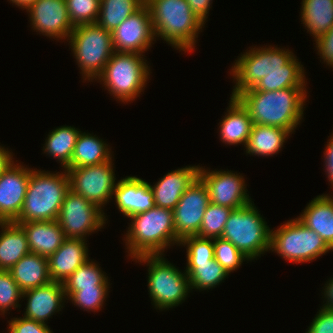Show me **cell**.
<instances>
[{"mask_svg": "<svg viewBox=\"0 0 333 333\" xmlns=\"http://www.w3.org/2000/svg\"><path fill=\"white\" fill-rule=\"evenodd\" d=\"M306 91V88L276 91H256L250 88L235 98L247 110L253 124L279 127L292 133L303 119Z\"/></svg>", "mask_w": 333, "mask_h": 333, "instance_id": "cell-1", "label": "cell"}, {"mask_svg": "<svg viewBox=\"0 0 333 333\" xmlns=\"http://www.w3.org/2000/svg\"><path fill=\"white\" fill-rule=\"evenodd\" d=\"M155 37H160L176 50H194L205 23L192 11L186 0H145ZM201 29V30H200Z\"/></svg>", "mask_w": 333, "mask_h": 333, "instance_id": "cell-2", "label": "cell"}, {"mask_svg": "<svg viewBox=\"0 0 333 333\" xmlns=\"http://www.w3.org/2000/svg\"><path fill=\"white\" fill-rule=\"evenodd\" d=\"M129 218L131 224L125 245L131 258L157 254L164 256L163 252L168 246L178 245L181 241L176 236L173 210L155 206Z\"/></svg>", "mask_w": 333, "mask_h": 333, "instance_id": "cell-3", "label": "cell"}, {"mask_svg": "<svg viewBox=\"0 0 333 333\" xmlns=\"http://www.w3.org/2000/svg\"><path fill=\"white\" fill-rule=\"evenodd\" d=\"M69 190L70 181L66 169L55 174L32 169L20 215L14 222L19 224L57 220Z\"/></svg>", "mask_w": 333, "mask_h": 333, "instance_id": "cell-4", "label": "cell"}, {"mask_svg": "<svg viewBox=\"0 0 333 333\" xmlns=\"http://www.w3.org/2000/svg\"><path fill=\"white\" fill-rule=\"evenodd\" d=\"M285 49V50H284ZM278 47H254L241 54L231 67L235 83L231 97L254 88L268 72L305 71L296 55L289 49Z\"/></svg>", "mask_w": 333, "mask_h": 333, "instance_id": "cell-5", "label": "cell"}, {"mask_svg": "<svg viewBox=\"0 0 333 333\" xmlns=\"http://www.w3.org/2000/svg\"><path fill=\"white\" fill-rule=\"evenodd\" d=\"M144 54L114 52L103 72L96 78L113 97L130 102L139 97L147 84L150 67Z\"/></svg>", "mask_w": 333, "mask_h": 333, "instance_id": "cell-6", "label": "cell"}, {"mask_svg": "<svg viewBox=\"0 0 333 333\" xmlns=\"http://www.w3.org/2000/svg\"><path fill=\"white\" fill-rule=\"evenodd\" d=\"M270 230L251 202L232 210L221 238L230 241L251 261L270 250Z\"/></svg>", "mask_w": 333, "mask_h": 333, "instance_id": "cell-7", "label": "cell"}, {"mask_svg": "<svg viewBox=\"0 0 333 333\" xmlns=\"http://www.w3.org/2000/svg\"><path fill=\"white\" fill-rule=\"evenodd\" d=\"M68 40L84 80H96L114 53L111 31L97 23L82 24L73 28Z\"/></svg>", "mask_w": 333, "mask_h": 333, "instance_id": "cell-8", "label": "cell"}, {"mask_svg": "<svg viewBox=\"0 0 333 333\" xmlns=\"http://www.w3.org/2000/svg\"><path fill=\"white\" fill-rule=\"evenodd\" d=\"M136 262L147 263L148 289L151 301L156 309L165 310L182 304L190 289L188 275L166 261L162 254L142 255ZM138 260V261H137Z\"/></svg>", "mask_w": 333, "mask_h": 333, "instance_id": "cell-9", "label": "cell"}, {"mask_svg": "<svg viewBox=\"0 0 333 333\" xmlns=\"http://www.w3.org/2000/svg\"><path fill=\"white\" fill-rule=\"evenodd\" d=\"M270 250L289 262L304 263L332 250L313 230L298 218L270 230Z\"/></svg>", "mask_w": 333, "mask_h": 333, "instance_id": "cell-10", "label": "cell"}, {"mask_svg": "<svg viewBox=\"0 0 333 333\" xmlns=\"http://www.w3.org/2000/svg\"><path fill=\"white\" fill-rule=\"evenodd\" d=\"M66 238L87 239V234L103 228L106 216L96 204L69 190L57 218Z\"/></svg>", "mask_w": 333, "mask_h": 333, "instance_id": "cell-11", "label": "cell"}, {"mask_svg": "<svg viewBox=\"0 0 333 333\" xmlns=\"http://www.w3.org/2000/svg\"><path fill=\"white\" fill-rule=\"evenodd\" d=\"M112 161L111 158L98 165L66 168L70 190L102 209L113 198L117 184Z\"/></svg>", "mask_w": 333, "mask_h": 333, "instance_id": "cell-12", "label": "cell"}, {"mask_svg": "<svg viewBox=\"0 0 333 333\" xmlns=\"http://www.w3.org/2000/svg\"><path fill=\"white\" fill-rule=\"evenodd\" d=\"M239 174L200 167L199 178L207 187L210 203L238 209L253 202L247 194L244 177Z\"/></svg>", "mask_w": 333, "mask_h": 333, "instance_id": "cell-13", "label": "cell"}, {"mask_svg": "<svg viewBox=\"0 0 333 333\" xmlns=\"http://www.w3.org/2000/svg\"><path fill=\"white\" fill-rule=\"evenodd\" d=\"M209 203L207 187L198 177L182 194L173 209L174 228L180 240L187 236L198 235Z\"/></svg>", "mask_w": 333, "mask_h": 333, "instance_id": "cell-14", "label": "cell"}, {"mask_svg": "<svg viewBox=\"0 0 333 333\" xmlns=\"http://www.w3.org/2000/svg\"><path fill=\"white\" fill-rule=\"evenodd\" d=\"M111 33L114 52L143 54L156 41L148 6L144 4Z\"/></svg>", "mask_w": 333, "mask_h": 333, "instance_id": "cell-15", "label": "cell"}, {"mask_svg": "<svg viewBox=\"0 0 333 333\" xmlns=\"http://www.w3.org/2000/svg\"><path fill=\"white\" fill-rule=\"evenodd\" d=\"M25 10L30 13V24L36 32L68 41L74 25L70 21L65 0H36Z\"/></svg>", "mask_w": 333, "mask_h": 333, "instance_id": "cell-16", "label": "cell"}, {"mask_svg": "<svg viewBox=\"0 0 333 333\" xmlns=\"http://www.w3.org/2000/svg\"><path fill=\"white\" fill-rule=\"evenodd\" d=\"M14 160L0 175V222H13L21 212L31 169Z\"/></svg>", "mask_w": 333, "mask_h": 333, "instance_id": "cell-17", "label": "cell"}, {"mask_svg": "<svg viewBox=\"0 0 333 333\" xmlns=\"http://www.w3.org/2000/svg\"><path fill=\"white\" fill-rule=\"evenodd\" d=\"M27 298L24 318L45 323L54 313L64 307L66 296L63 283L51 281L50 283L22 292ZM64 301V302H63Z\"/></svg>", "mask_w": 333, "mask_h": 333, "instance_id": "cell-18", "label": "cell"}, {"mask_svg": "<svg viewBox=\"0 0 333 333\" xmlns=\"http://www.w3.org/2000/svg\"><path fill=\"white\" fill-rule=\"evenodd\" d=\"M113 196L119 211L128 218L155 207L150 184L136 176H127L119 180Z\"/></svg>", "mask_w": 333, "mask_h": 333, "instance_id": "cell-19", "label": "cell"}, {"mask_svg": "<svg viewBox=\"0 0 333 333\" xmlns=\"http://www.w3.org/2000/svg\"><path fill=\"white\" fill-rule=\"evenodd\" d=\"M200 166L178 168L164 175L155 185L150 184L155 206L173 210L182 194L199 177Z\"/></svg>", "mask_w": 333, "mask_h": 333, "instance_id": "cell-20", "label": "cell"}, {"mask_svg": "<svg viewBox=\"0 0 333 333\" xmlns=\"http://www.w3.org/2000/svg\"><path fill=\"white\" fill-rule=\"evenodd\" d=\"M86 239L67 238L48 258L51 281L63 283L76 269L87 262Z\"/></svg>", "mask_w": 333, "mask_h": 333, "instance_id": "cell-21", "label": "cell"}, {"mask_svg": "<svg viewBox=\"0 0 333 333\" xmlns=\"http://www.w3.org/2000/svg\"><path fill=\"white\" fill-rule=\"evenodd\" d=\"M19 224L26 233L30 253L49 258L67 239L57 220Z\"/></svg>", "mask_w": 333, "mask_h": 333, "instance_id": "cell-22", "label": "cell"}, {"mask_svg": "<svg viewBox=\"0 0 333 333\" xmlns=\"http://www.w3.org/2000/svg\"><path fill=\"white\" fill-rule=\"evenodd\" d=\"M304 225L315 231L333 251V196L319 195L297 217Z\"/></svg>", "mask_w": 333, "mask_h": 333, "instance_id": "cell-23", "label": "cell"}, {"mask_svg": "<svg viewBox=\"0 0 333 333\" xmlns=\"http://www.w3.org/2000/svg\"><path fill=\"white\" fill-rule=\"evenodd\" d=\"M226 115L219 122L220 139L226 145H237L247 143L253 122L247 110L234 97L230 98Z\"/></svg>", "mask_w": 333, "mask_h": 333, "instance_id": "cell-24", "label": "cell"}, {"mask_svg": "<svg viewBox=\"0 0 333 333\" xmlns=\"http://www.w3.org/2000/svg\"><path fill=\"white\" fill-rule=\"evenodd\" d=\"M9 272L22 292L51 282L48 258L34 253L23 256Z\"/></svg>", "mask_w": 333, "mask_h": 333, "instance_id": "cell-25", "label": "cell"}, {"mask_svg": "<svg viewBox=\"0 0 333 333\" xmlns=\"http://www.w3.org/2000/svg\"><path fill=\"white\" fill-rule=\"evenodd\" d=\"M0 270L9 271L23 256L30 253L27 236L16 222H0Z\"/></svg>", "mask_w": 333, "mask_h": 333, "instance_id": "cell-26", "label": "cell"}, {"mask_svg": "<svg viewBox=\"0 0 333 333\" xmlns=\"http://www.w3.org/2000/svg\"><path fill=\"white\" fill-rule=\"evenodd\" d=\"M289 130L274 126L253 124L245 145L246 153L255 156H272L284 146Z\"/></svg>", "mask_w": 333, "mask_h": 333, "instance_id": "cell-27", "label": "cell"}, {"mask_svg": "<svg viewBox=\"0 0 333 333\" xmlns=\"http://www.w3.org/2000/svg\"><path fill=\"white\" fill-rule=\"evenodd\" d=\"M95 136L81 131L74 147L71 163L67 168L98 165L112 158L108 144Z\"/></svg>", "mask_w": 333, "mask_h": 333, "instance_id": "cell-28", "label": "cell"}, {"mask_svg": "<svg viewBox=\"0 0 333 333\" xmlns=\"http://www.w3.org/2000/svg\"><path fill=\"white\" fill-rule=\"evenodd\" d=\"M301 4V22L316 40L333 26V0H302Z\"/></svg>", "mask_w": 333, "mask_h": 333, "instance_id": "cell-29", "label": "cell"}, {"mask_svg": "<svg viewBox=\"0 0 333 333\" xmlns=\"http://www.w3.org/2000/svg\"><path fill=\"white\" fill-rule=\"evenodd\" d=\"M81 131L71 126L57 127L50 131L45 140L44 153L49 154L61 163L62 169H66L71 163V157Z\"/></svg>", "mask_w": 333, "mask_h": 333, "instance_id": "cell-30", "label": "cell"}, {"mask_svg": "<svg viewBox=\"0 0 333 333\" xmlns=\"http://www.w3.org/2000/svg\"><path fill=\"white\" fill-rule=\"evenodd\" d=\"M185 272L190 289L210 290L219 285L229 273L215 260L187 261Z\"/></svg>", "mask_w": 333, "mask_h": 333, "instance_id": "cell-31", "label": "cell"}, {"mask_svg": "<svg viewBox=\"0 0 333 333\" xmlns=\"http://www.w3.org/2000/svg\"><path fill=\"white\" fill-rule=\"evenodd\" d=\"M144 4L145 0H100L99 17L96 23L112 32Z\"/></svg>", "mask_w": 333, "mask_h": 333, "instance_id": "cell-32", "label": "cell"}, {"mask_svg": "<svg viewBox=\"0 0 333 333\" xmlns=\"http://www.w3.org/2000/svg\"><path fill=\"white\" fill-rule=\"evenodd\" d=\"M90 259L76 269L64 282V291L83 289H108V276Z\"/></svg>", "mask_w": 333, "mask_h": 333, "instance_id": "cell-33", "label": "cell"}, {"mask_svg": "<svg viewBox=\"0 0 333 333\" xmlns=\"http://www.w3.org/2000/svg\"><path fill=\"white\" fill-rule=\"evenodd\" d=\"M304 71L268 72L253 88L256 91H276L285 88H305Z\"/></svg>", "mask_w": 333, "mask_h": 333, "instance_id": "cell-34", "label": "cell"}, {"mask_svg": "<svg viewBox=\"0 0 333 333\" xmlns=\"http://www.w3.org/2000/svg\"><path fill=\"white\" fill-rule=\"evenodd\" d=\"M232 208L209 203L201 223L198 237L219 238L222 236L224 226L229 218Z\"/></svg>", "mask_w": 333, "mask_h": 333, "instance_id": "cell-35", "label": "cell"}, {"mask_svg": "<svg viewBox=\"0 0 333 333\" xmlns=\"http://www.w3.org/2000/svg\"><path fill=\"white\" fill-rule=\"evenodd\" d=\"M70 21L75 26L94 24L100 10V0H65Z\"/></svg>", "mask_w": 333, "mask_h": 333, "instance_id": "cell-36", "label": "cell"}, {"mask_svg": "<svg viewBox=\"0 0 333 333\" xmlns=\"http://www.w3.org/2000/svg\"><path fill=\"white\" fill-rule=\"evenodd\" d=\"M214 259L228 272L239 268L243 261L249 259L242 254L230 241L223 238H213Z\"/></svg>", "mask_w": 333, "mask_h": 333, "instance_id": "cell-37", "label": "cell"}, {"mask_svg": "<svg viewBox=\"0 0 333 333\" xmlns=\"http://www.w3.org/2000/svg\"><path fill=\"white\" fill-rule=\"evenodd\" d=\"M19 299H22V291L9 271L0 270V314L4 316L10 308H18Z\"/></svg>", "mask_w": 333, "mask_h": 333, "instance_id": "cell-38", "label": "cell"}, {"mask_svg": "<svg viewBox=\"0 0 333 333\" xmlns=\"http://www.w3.org/2000/svg\"><path fill=\"white\" fill-rule=\"evenodd\" d=\"M109 289H83L80 291H65L66 300L69 298L74 305L86 311H98L102 308Z\"/></svg>", "mask_w": 333, "mask_h": 333, "instance_id": "cell-39", "label": "cell"}, {"mask_svg": "<svg viewBox=\"0 0 333 333\" xmlns=\"http://www.w3.org/2000/svg\"><path fill=\"white\" fill-rule=\"evenodd\" d=\"M186 246L187 261H207L214 259L213 238L196 236L184 237L179 246Z\"/></svg>", "mask_w": 333, "mask_h": 333, "instance_id": "cell-40", "label": "cell"}, {"mask_svg": "<svg viewBox=\"0 0 333 333\" xmlns=\"http://www.w3.org/2000/svg\"><path fill=\"white\" fill-rule=\"evenodd\" d=\"M8 323V333H52L47 324L24 317H14Z\"/></svg>", "mask_w": 333, "mask_h": 333, "instance_id": "cell-41", "label": "cell"}, {"mask_svg": "<svg viewBox=\"0 0 333 333\" xmlns=\"http://www.w3.org/2000/svg\"><path fill=\"white\" fill-rule=\"evenodd\" d=\"M305 333H333V310L320 307Z\"/></svg>", "mask_w": 333, "mask_h": 333, "instance_id": "cell-42", "label": "cell"}, {"mask_svg": "<svg viewBox=\"0 0 333 333\" xmlns=\"http://www.w3.org/2000/svg\"><path fill=\"white\" fill-rule=\"evenodd\" d=\"M320 58L333 68V26L327 33L314 40Z\"/></svg>", "mask_w": 333, "mask_h": 333, "instance_id": "cell-43", "label": "cell"}, {"mask_svg": "<svg viewBox=\"0 0 333 333\" xmlns=\"http://www.w3.org/2000/svg\"><path fill=\"white\" fill-rule=\"evenodd\" d=\"M190 5L192 11L204 22L208 18L210 5L212 0H186Z\"/></svg>", "mask_w": 333, "mask_h": 333, "instance_id": "cell-44", "label": "cell"}, {"mask_svg": "<svg viewBox=\"0 0 333 333\" xmlns=\"http://www.w3.org/2000/svg\"><path fill=\"white\" fill-rule=\"evenodd\" d=\"M328 141L324 151V165L327 172L326 175H328L327 178L332 186L331 188H333V134Z\"/></svg>", "mask_w": 333, "mask_h": 333, "instance_id": "cell-45", "label": "cell"}, {"mask_svg": "<svg viewBox=\"0 0 333 333\" xmlns=\"http://www.w3.org/2000/svg\"><path fill=\"white\" fill-rule=\"evenodd\" d=\"M12 152L5 149V146L0 145V175L5 171V169L11 164L14 158H12Z\"/></svg>", "mask_w": 333, "mask_h": 333, "instance_id": "cell-46", "label": "cell"}, {"mask_svg": "<svg viewBox=\"0 0 333 333\" xmlns=\"http://www.w3.org/2000/svg\"><path fill=\"white\" fill-rule=\"evenodd\" d=\"M325 285V289L323 288L324 293L322 294H324L326 303L322 307L333 310V278H330Z\"/></svg>", "mask_w": 333, "mask_h": 333, "instance_id": "cell-47", "label": "cell"}, {"mask_svg": "<svg viewBox=\"0 0 333 333\" xmlns=\"http://www.w3.org/2000/svg\"><path fill=\"white\" fill-rule=\"evenodd\" d=\"M36 0H10L11 3L17 5L21 9H26L31 3L35 2Z\"/></svg>", "mask_w": 333, "mask_h": 333, "instance_id": "cell-48", "label": "cell"}]
</instances>
